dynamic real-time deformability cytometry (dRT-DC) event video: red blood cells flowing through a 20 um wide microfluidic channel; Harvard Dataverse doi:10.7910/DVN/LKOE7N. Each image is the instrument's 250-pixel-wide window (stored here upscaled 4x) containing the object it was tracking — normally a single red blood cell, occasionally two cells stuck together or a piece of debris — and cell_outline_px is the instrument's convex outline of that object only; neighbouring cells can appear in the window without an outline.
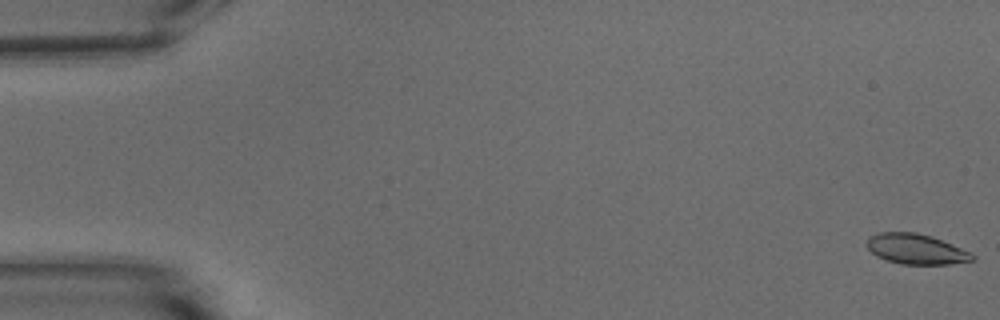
{"species": "common noctule bat (a hibernating species)", "species_latin": "Nyctalus noctula", "temperature_condition": "warm", "stored_images_in_passage": 54, "camera_frame_rate_fps": 3000, "um_per_image_px": 0.085, "animal": {"sex": "male", "body_mass_g": 15.6}, "frame": {"image": 1, "passage_image": 1, "time_ms": 0.0, "image_size_px": [1000, 320], "cell_outline_px": [[976, 260], [948, 264], [900, 264], [876, 256], [868, 248], [868, 236], [880, 232], [916, 232], [932, 236], [972, 252], [976, 256]], "centroid_in_image_um": [77.91, 21.17], "position_along_channel_um": 7.1, "area_um2": 18.67}}
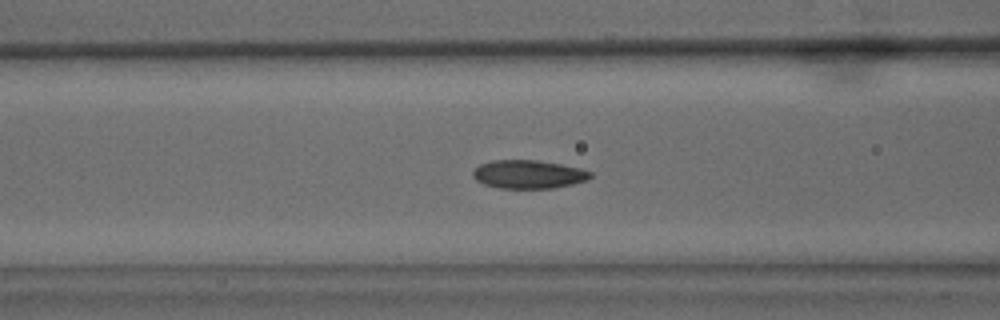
{"frame": {"image": 2, "passage_image": 22, "time_ms": 7.0, "image_size_px": [1000, 320], "cell_outline_px": [[592, 176], [588, 180], [572, 184], [552, 188], [500, 188], [484, 184], [476, 180], [472, 176], [472, 172], [480, 164], [492, 160], [536, 160], [560, 164], [580, 168], [592, 172]], "centroid_in_image_um": [44.92, 14.81], "position_along_channel_um": 121.7, "area_um2": 19.42}}
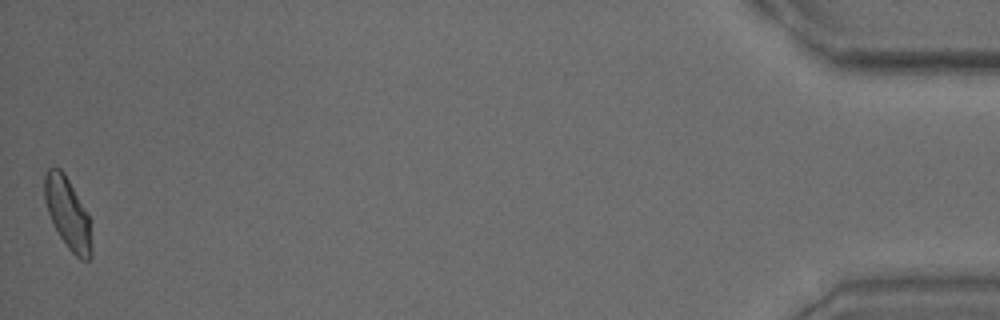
{"frame": {"image": 3, "passage_image": 54, "time_ms": 17.667, "image_size_px": [1000, 320], "cell_outline_px": [[92, 256], [88, 260], [80, 260], [68, 248], [60, 236], [48, 212], [44, 200], [44, 172], [48, 168], [60, 168], [64, 172], [88, 216], [92, 248]], "centroid_in_image_um": [5.74, 18.13], "position_along_channel_um": 429.5, "area_um2": 19.13}, "authors_computed_cell_mechanics": {"area_um2": 19.3919, "velocity_mm_per_s": 3.761, "shape_relaxation_time_tau1_ms": 3.6504, "shape_relaxation_time_tau2_ms": 1.6102, "deformation_change_tau1": 0.1232, "deformation_change_tau2": 0.0603}}